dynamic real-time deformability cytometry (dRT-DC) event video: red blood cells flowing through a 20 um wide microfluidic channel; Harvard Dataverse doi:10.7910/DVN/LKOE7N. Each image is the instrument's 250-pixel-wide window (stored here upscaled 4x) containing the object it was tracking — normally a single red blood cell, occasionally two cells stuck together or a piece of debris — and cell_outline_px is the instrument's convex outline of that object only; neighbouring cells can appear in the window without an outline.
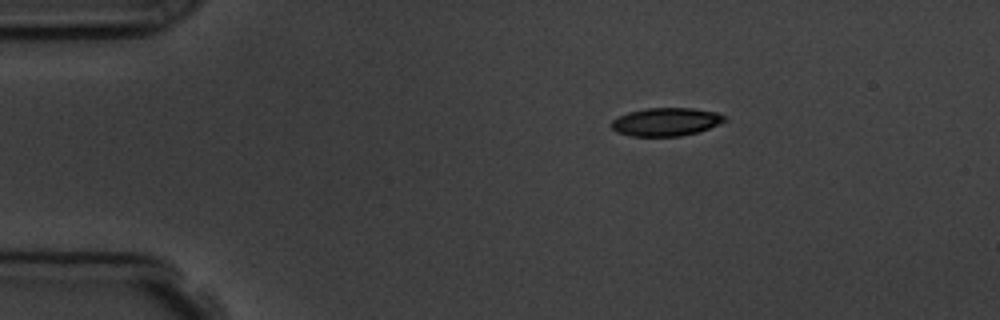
{"species": "common noctule bat (a hibernating species)", "species_latin": "Nyctalus noctula", "temperature_condition": "room temperature", "stored_images_in_passage": 4, "segment_of_instrument_passage": [1, 2], "camera_frame_rate_fps": 3000, "um_per_image_px": 0.085, "animal": {"sex": "male", "body_mass_g": 19.5, "forearm_length_mm": 54.6}, "frame": {"image": 1, "passage_image": 1, "time_ms": 0.0, "image_size_px": [1000, 320], "cell_outline_px": [[728, 120], [700, 132], [680, 136], [632, 136], [616, 132], [608, 124], [612, 120], [628, 112], [644, 108], [692, 108], [716, 112], [724, 116]], "centroid_in_image_um": [56.59, 10.36], "position_along_channel_um": 28.4, "area_um2": 18.73}}
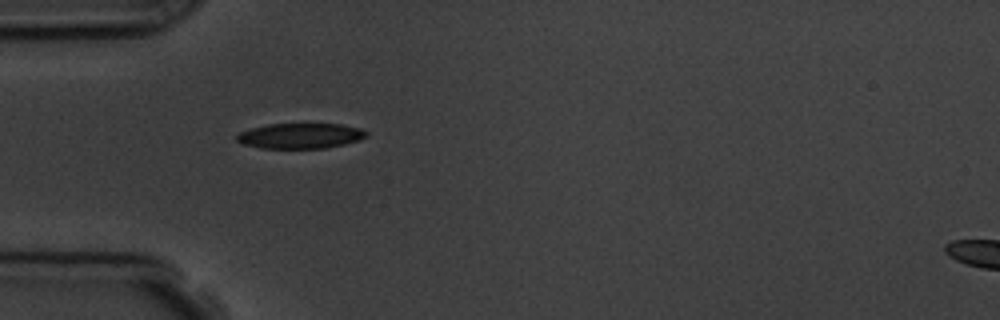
{"frame": {"image": 2, "passage_image": 3, "time_ms": 2.333, "image_size_px": [1000, 320], "cell_outline_px": [[368, 136], [360, 140], [344, 144], [324, 148], [260, 148], [244, 144], [236, 140], [236, 136], [240, 132], [252, 128], [268, 124], [340, 124], [360, 128], [368, 132]], "centroid_in_image_um": [25.55, 11.54], "position_along_channel_um": 59.4, "area_um2": 19.07}}